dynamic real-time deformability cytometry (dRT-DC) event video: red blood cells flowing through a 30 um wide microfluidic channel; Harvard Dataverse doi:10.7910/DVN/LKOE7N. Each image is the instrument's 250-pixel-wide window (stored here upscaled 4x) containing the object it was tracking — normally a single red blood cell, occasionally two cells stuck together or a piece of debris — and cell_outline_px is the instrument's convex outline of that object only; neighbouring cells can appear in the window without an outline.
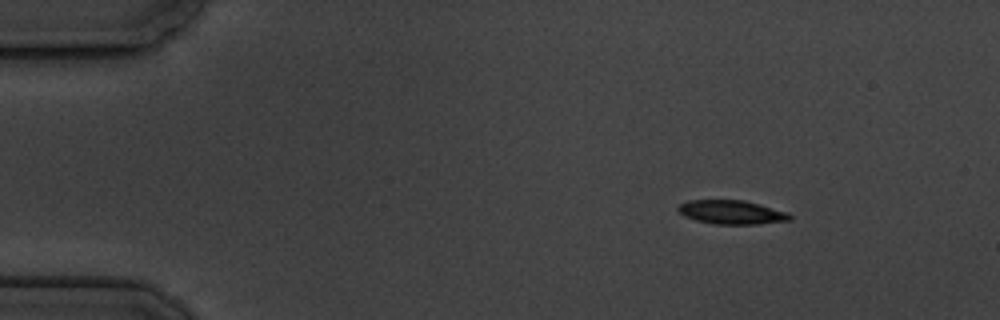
{"species": "common noctule bat (a hibernating species)", "species_latin": "Nyctalus noctula", "temperature_condition": "cold", "stored_images_in_passage": 4, "camera_frame_rate_fps": 3000, "um_per_image_px": 0.085, "animal": {"sex": "male", "body_mass_g": 19.5, "forearm_length_mm": 54.6}, "frame": {"image": 1, "passage_image": 2, "time_ms": 1.0, "image_size_px": [1000, 320], "cell_outline_px": [[792, 220], [760, 224], [712, 224], [696, 220], [684, 216], [676, 208], [680, 204], [688, 200], [744, 200], [760, 204], [788, 212], [792, 216]], "centroid_in_image_um": [62.21, 18.04], "position_along_channel_um": 22.8, "area_um2": 15.66}}